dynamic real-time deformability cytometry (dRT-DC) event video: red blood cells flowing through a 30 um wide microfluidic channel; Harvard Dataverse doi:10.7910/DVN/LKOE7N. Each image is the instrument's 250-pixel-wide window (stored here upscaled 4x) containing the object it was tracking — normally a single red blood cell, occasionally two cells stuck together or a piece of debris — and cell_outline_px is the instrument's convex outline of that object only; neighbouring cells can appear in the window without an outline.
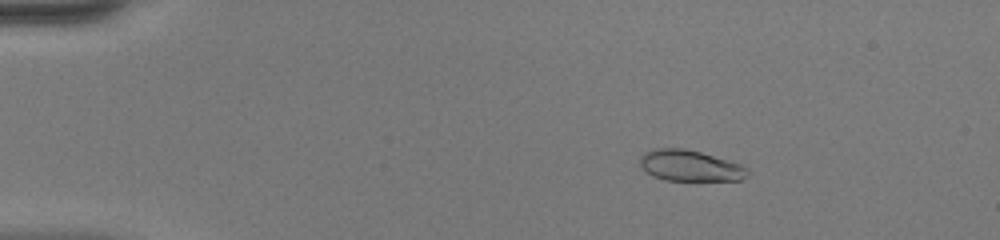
{"species": "common noctule bat (a hibernating species)", "species_latin": "Nyctalus noctula", "temperature_condition": "warm", "stored_images_in_passage": 50, "camera_frame_rate_fps": 3000, "um_per_image_px": 0.085, "animal": {"sex": "female", "body_mass_g": 20.0, "forearm_length_mm": 54.0}, "frame": {"image": 1, "passage_image": 8, "time_ms": 2.333, "image_size_px": [1000, 240], "cell_outline_px": [[748, 176], [740, 180], [692, 184], [664, 180], [652, 176], [644, 172], [640, 164], [640, 156], [644, 152], [652, 148], [684, 148], [700, 152], [728, 160], [740, 164], [748, 168]], "centroid_in_image_um": [58.65, 14.15], "position_along_channel_um": 26.4, "area_um2": 20.69}}
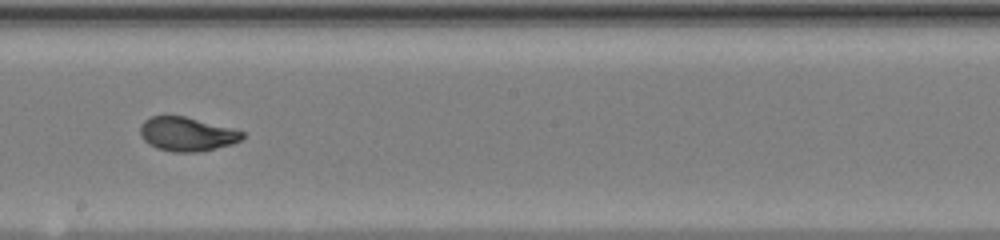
{"frame": {"image": 2, "passage_image": 29, "time_ms": 9.333, "image_size_px": [1000, 240], "cell_outline_px": [[244, 136], [240, 140], [232, 144], [216, 148], [196, 152], [172, 152], [156, 148], [148, 144], [140, 136], [140, 124], [144, 120], [152, 116], [184, 116], [244, 132]], "centroid_in_image_um": [15.83, 11.41], "position_along_channel_um": 232.4, "area_um2": 20.06}}
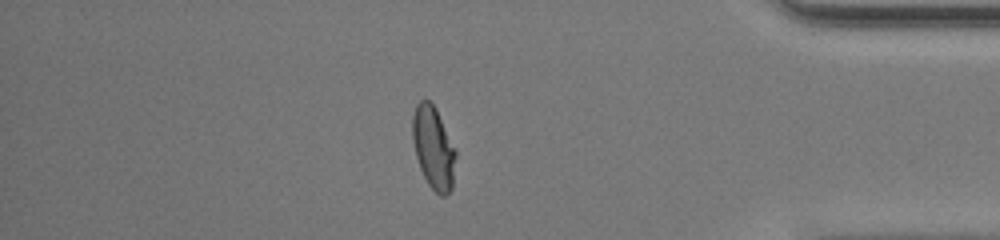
{"frame": {"image": 3, "passage_image": 43, "time_ms": 14.0, "image_size_px": [1000, 240], "cell_outline_px": [[456, 156], [452, 188], [444, 196], [440, 196], [428, 184], [420, 168], [416, 156], [412, 140], [412, 116], [416, 104], [420, 100], [428, 100], [436, 108], [456, 152]], "centroid_in_image_um": [36.82, 12.55], "position_along_channel_um": 398.4, "area_um2": 20.63}, "authors_computed_cell_mechanics": {"area_um2": 20.4323, "velocity_mm_per_s": 4.1645, "shape_relaxation_time_tau1_ms": 3.7829, "shape_relaxation_time_tau2_ms": null, "deformation_change_tau1": 0.1928, "deformation_change_tau2": null}}